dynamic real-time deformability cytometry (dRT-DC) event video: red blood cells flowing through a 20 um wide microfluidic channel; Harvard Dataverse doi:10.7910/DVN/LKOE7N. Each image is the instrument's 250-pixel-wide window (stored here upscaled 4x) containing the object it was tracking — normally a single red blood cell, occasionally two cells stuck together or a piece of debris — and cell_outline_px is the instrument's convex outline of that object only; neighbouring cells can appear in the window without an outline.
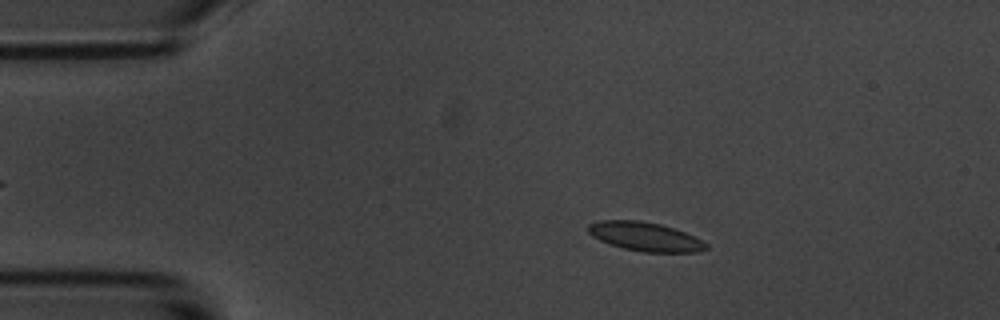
{"species": "common noctule bat (a hibernating species)", "species_latin": "Nyctalus noctula", "temperature_condition": "room temperature", "stored_images_in_passage": 47, "camera_frame_rate_fps": 3000, "um_per_image_px": 0.085, "animal": {"sex": "male", "body_mass_g": 20.1, "forearm_length_mm": 53.5}, "frame": {"image": 1, "passage_image": 9, "time_ms": 2.667, "image_size_px": [1000, 320], "cell_outline_px": [[708, 248], [700, 252], [644, 252], [624, 248], [608, 244], [592, 236], [588, 232], [588, 224], [600, 220], [640, 220], [660, 224], [684, 232], [708, 244]], "centroid_in_image_um": [54.81, 20.11], "position_along_channel_um": 30.2, "area_um2": 19.77}}
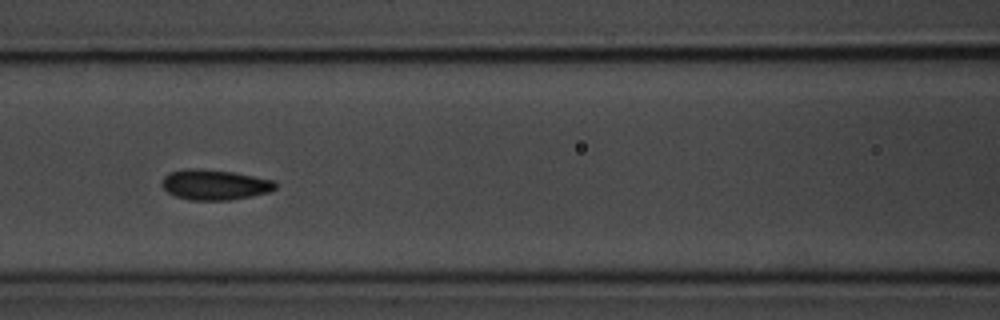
{"frame": {"image": 2, "passage_image": 23, "time_ms": 7.333, "image_size_px": [1000, 320], "cell_outline_px": [[276, 188], [268, 192], [252, 196], [232, 200], [188, 200], [176, 196], [168, 192], [160, 184], [164, 176], [168, 172], [188, 168], [232, 172], [272, 180], [276, 184]], "centroid_in_image_um": [18.2, 15.71], "position_along_channel_um": 148.4, "area_um2": 19.88}}
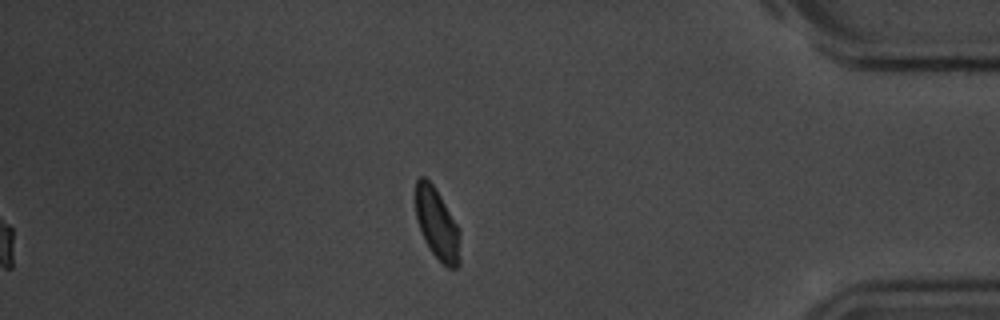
{"frame": {"image": 3, "passage_image": 47, "time_ms": 15.333, "image_size_px": [1000, 320], "cell_outline_px": [[460, 264], [456, 268], [448, 268], [432, 252], [424, 240], [416, 220], [412, 196], [416, 180], [420, 176], [424, 176], [432, 184], [440, 196], [456, 224], [460, 232]], "centroid_in_image_um": [37.09, 19.0], "position_along_channel_um": 398.1, "area_um2": 18.84}, "authors_computed_cell_mechanics": {"area_um2": 19.5942, "velocity_mm_per_s": 3.5742, "shape_relaxation_time_tau1_ms": 2.3591, "shape_relaxation_time_tau2_ms": 1.8121, "deformation_change_tau1": 0.0739, "deformation_change_tau2": 0.0494}}